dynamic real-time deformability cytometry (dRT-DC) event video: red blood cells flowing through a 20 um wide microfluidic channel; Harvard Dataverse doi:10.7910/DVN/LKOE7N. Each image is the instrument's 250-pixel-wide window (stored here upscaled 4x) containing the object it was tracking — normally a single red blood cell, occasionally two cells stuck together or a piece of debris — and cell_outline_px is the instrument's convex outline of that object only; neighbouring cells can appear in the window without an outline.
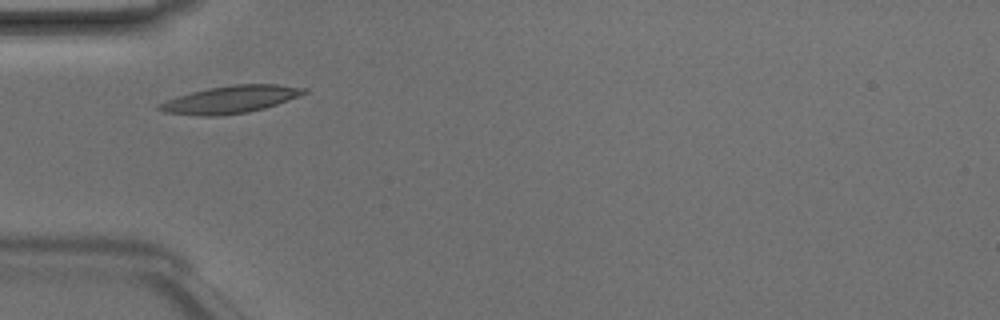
{"species": "Egyptian fruit bat (a non-hibernating species)", "species_latin": "Rousettus aegyptiacus", "temperature_condition": "room temperature", "stored_images_in_passage": 35, "camera_frame_rate_fps": 3000, "um_per_image_px": 0.085, "animal": {"sex": "male"}, "frame": {"image": 1, "passage_image": 2, "time_ms": 0.333, "image_size_px": [1000, 320], "cell_outline_px": [[308, 92], [276, 104], [264, 108], [248, 112], [212, 116], [208, 116], [164, 112], [156, 108], [156, 104], [164, 100], [176, 96], [208, 88], [232, 84], [276, 84], [308, 88]], "centroid_in_image_um": [19.55, 8.44], "position_along_channel_um": 65.4, "area_um2": 23.0}}
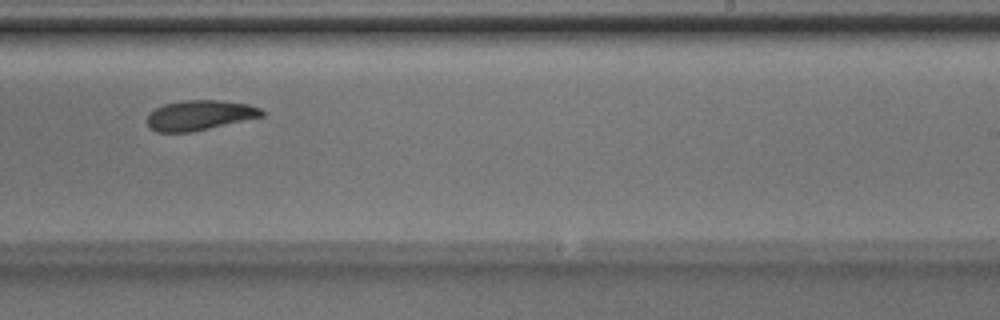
{"frame": {"image": 2, "passage_image": 17, "time_ms": 5.333, "image_size_px": [1000, 320], "cell_outline_px": [[264, 116], [208, 128], [188, 132], [156, 132], [148, 128], [148, 116], [156, 108], [164, 104], [180, 100], [220, 100], [248, 104], [260, 108], [264, 112]], "centroid_in_image_um": [16.96, 9.78], "position_along_channel_um": 272.0, "area_um2": 19.88}}
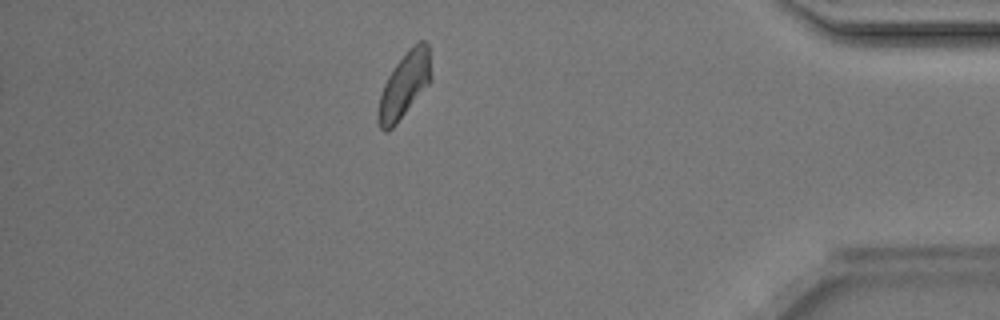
{"frame": {"image": 3, "passage_image": 29, "time_ms": 9.333, "image_size_px": [1000, 320], "cell_outline_px": [[432, 80], [396, 124], [388, 132], [384, 132], [380, 128], [376, 120], [376, 112], [380, 96], [384, 84], [388, 76], [396, 64], [408, 48], [420, 40], [424, 40], [428, 44], [432, 76]], "centroid_in_image_um": [34.36, 7.25], "position_along_channel_um": 400.8, "area_um2": 20.35}, "authors_computed_cell_mechanics": {"area_um2": 20.4612, "velocity_mm_per_s": 4.1669, "shape_relaxation_time_tau1_ms": 3.3493, "shape_relaxation_time_tau2_ms": 7.2968, "deformation_change_tau1": 0.1105, "deformation_change_tau2": 0.1386}}